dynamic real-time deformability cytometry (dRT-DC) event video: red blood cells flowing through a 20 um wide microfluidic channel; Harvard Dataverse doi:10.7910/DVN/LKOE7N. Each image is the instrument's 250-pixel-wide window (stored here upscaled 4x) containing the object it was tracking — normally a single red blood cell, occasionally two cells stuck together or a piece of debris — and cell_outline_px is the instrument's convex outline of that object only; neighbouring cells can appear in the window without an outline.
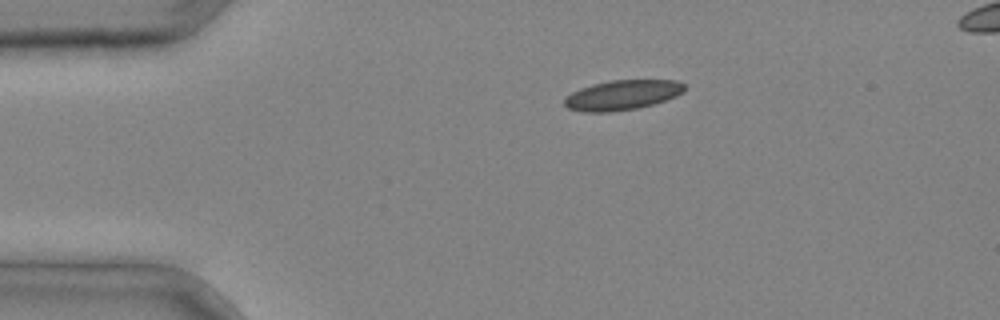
{"species": "common noctule bat (a hibernating species)", "species_latin": "Nyctalus noctula", "temperature_condition": "cold", "stored_images_in_passage": 4, "camera_frame_rate_fps": 3000, "um_per_image_px": 0.085, "animal": {"sex": "male", "body_mass_g": 20.4}, "frame": {"image": 1, "passage_image": 4, "time_ms": 1.0, "image_size_px": [1000, 320], "cell_outline_px": [[684, 92], [676, 96], [652, 104], [636, 108], [612, 112], [584, 112], [568, 108], [564, 104], [564, 100], [572, 92], [580, 88], [592, 84], [612, 80], [676, 80], [684, 84]], "centroid_in_image_um": [52.89, 8.07], "position_along_channel_um": 32.1, "area_um2": 20.75}}